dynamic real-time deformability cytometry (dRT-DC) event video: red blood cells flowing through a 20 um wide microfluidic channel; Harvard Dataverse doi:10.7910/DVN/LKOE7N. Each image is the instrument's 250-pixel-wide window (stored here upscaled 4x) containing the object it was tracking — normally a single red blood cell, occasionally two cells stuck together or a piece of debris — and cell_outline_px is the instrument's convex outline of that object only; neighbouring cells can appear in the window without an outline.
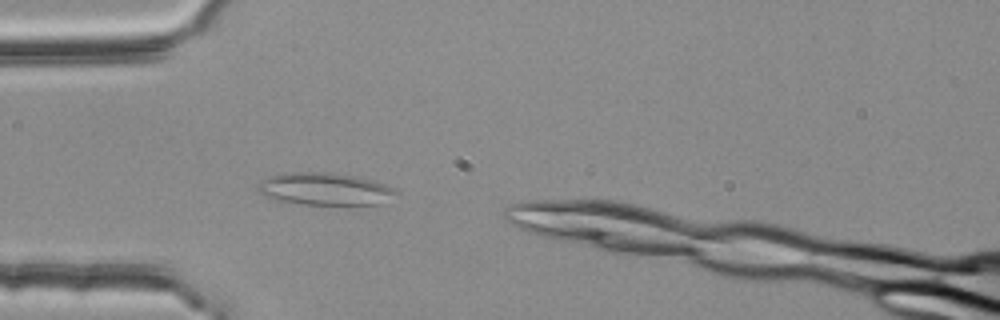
{"species": "common noctule bat (a hibernating species)", "species_latin": "Nyctalus noctula", "temperature_condition": "room temperature", "stored_images_in_passage": 2, "camera_frame_rate_fps": 3000, "um_per_image_px": 0.085, "animal": {"sex": "female", "body_mass_g": 25.1}, "frame": {"image": 1, "passage_image": 2, "time_ms": 0.333, "image_size_px": [1000, 320], "cell_outline_px": [[400, 192], [384, 204], [352, 208], [292, 204], [276, 200], [264, 196], [256, 188], [268, 176], [288, 172], [328, 172], [356, 176], [372, 180], [384, 184]], "centroid_in_image_um": [27.69, 16.13], "position_along_channel_um": 57.3, "area_um2": 27.51}}